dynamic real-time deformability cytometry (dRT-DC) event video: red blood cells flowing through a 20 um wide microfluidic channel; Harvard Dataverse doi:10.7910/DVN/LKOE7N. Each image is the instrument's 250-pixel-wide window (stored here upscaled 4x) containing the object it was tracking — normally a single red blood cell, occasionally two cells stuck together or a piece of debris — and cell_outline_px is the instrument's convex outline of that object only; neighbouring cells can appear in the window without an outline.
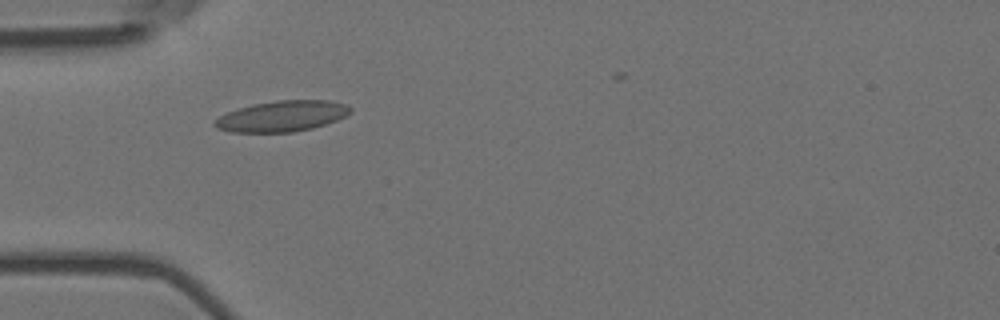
{"species": "Egyptian fruit bat (a non-hibernating species)", "species_latin": "Rousettus aegyptiacus", "temperature_condition": "room temperature", "stored_images_in_passage": 5, "camera_frame_rate_fps": 3000, "um_per_image_px": 0.085, "animal": {"sex": "female"}, "frame": {"image": 1, "passage_image": 4, "time_ms": 1.0, "image_size_px": [1000, 320], "cell_outline_px": [[352, 112], [336, 120], [312, 128], [292, 132], [232, 132], [216, 128], [212, 124], [220, 116], [228, 112], [252, 104], [276, 100], [328, 100], [344, 104], [352, 108]], "centroid_in_image_um": [23.96, 9.87], "position_along_channel_um": 61.0, "area_um2": 24.16}}
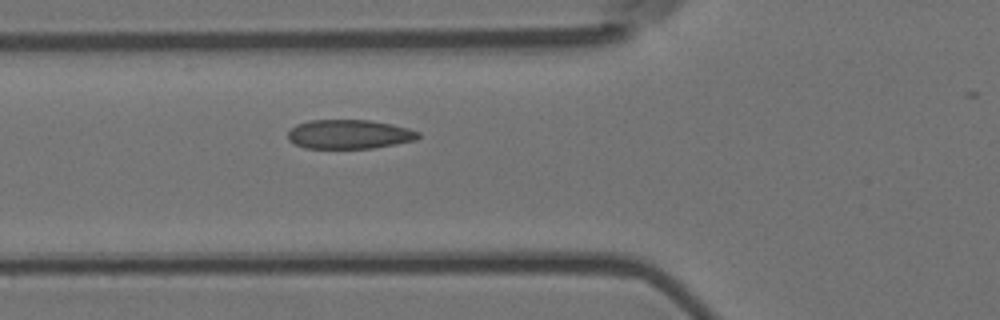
{"frame": {"image": 2, "passage_image": 5, "time_ms": 1.333, "image_size_px": [1000, 320], "cell_outline_px": [[420, 136], [416, 140], [396, 144], [372, 148], [304, 148], [288, 140], [288, 132], [296, 124], [308, 120], [368, 120], [392, 124], [408, 128], [420, 132]], "centroid_in_image_um": [29.69, 11.41], "position_along_channel_um": 96.1, "area_um2": 22.2}}